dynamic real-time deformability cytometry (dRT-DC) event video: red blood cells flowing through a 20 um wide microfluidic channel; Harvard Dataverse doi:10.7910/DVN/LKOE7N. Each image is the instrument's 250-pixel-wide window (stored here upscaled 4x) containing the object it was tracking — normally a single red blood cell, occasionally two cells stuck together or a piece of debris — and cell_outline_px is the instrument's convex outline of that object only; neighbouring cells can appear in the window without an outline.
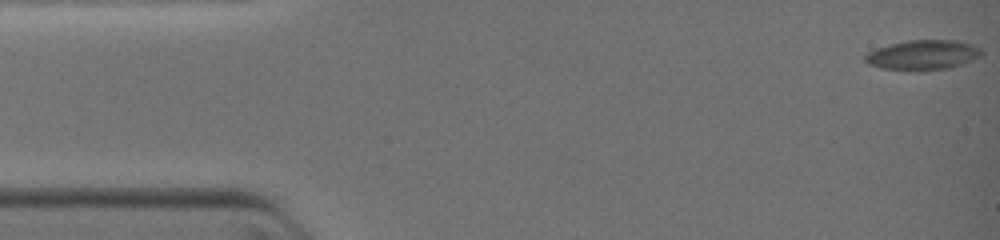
{"species": "common noctule bat (a hibernating species)", "species_latin": "Nyctalus noctula", "temperature_condition": "warm", "stored_images_in_passage": 12, "camera_frame_rate_fps": 3000, "um_per_image_px": 0.085, "animal": {"sex": "female", "body_mass_g": 19.0, "forearm_length_mm": 51.5}, "frame": {"image": 1, "passage_image": 1, "time_ms": 0.0, "image_size_px": [1000, 240], "cell_outline_px": [[984, 52], [980, 56], [972, 60], [948, 68], [880, 68], [868, 64], [864, 60], [864, 56], [868, 52], [876, 48], [888, 44], [908, 40], [956, 40], [980, 48]], "centroid_in_image_um": [78.42, 4.62], "position_along_channel_um": 6.6, "area_um2": 19.48}}
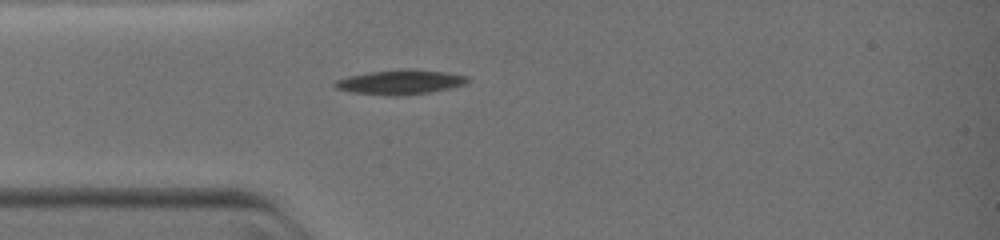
{"frame": {"image": 2, "passage_image": 9, "time_ms": 3.333, "image_size_px": [1000, 240], "cell_outline_px": [[472, 80], [464, 84], [452, 88], [428, 92], [396, 96], [388, 96], [352, 92], [336, 88], [332, 84], [336, 80], [348, 76], [368, 72], [404, 68], [408, 68], [448, 72], [468, 76]], "centroid_in_image_um": [34.05, 6.96], "position_along_channel_um": 51.0, "area_um2": 19.25}}
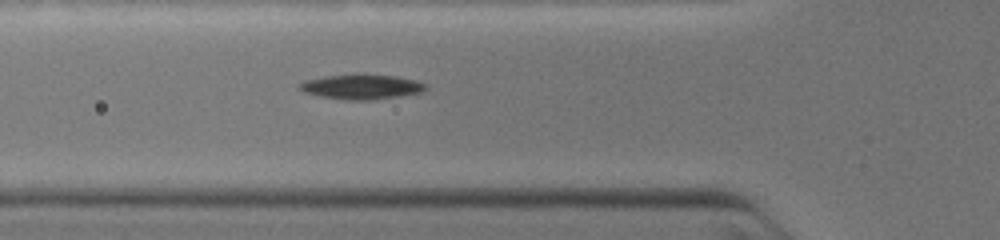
{"frame": {"image": 3, "passage_image": 12, "time_ms": 4.333, "image_size_px": [1000, 240], "cell_outline_px": [[428, 88], [424, 92], [400, 96], [372, 100], [348, 100], [320, 96], [304, 92], [296, 88], [304, 80], [324, 76], [364, 72], [396, 76], [416, 80], [428, 84]], "centroid_in_image_um": [30.76, 7.35], "position_along_channel_um": 95.0, "area_um2": 18.96}}